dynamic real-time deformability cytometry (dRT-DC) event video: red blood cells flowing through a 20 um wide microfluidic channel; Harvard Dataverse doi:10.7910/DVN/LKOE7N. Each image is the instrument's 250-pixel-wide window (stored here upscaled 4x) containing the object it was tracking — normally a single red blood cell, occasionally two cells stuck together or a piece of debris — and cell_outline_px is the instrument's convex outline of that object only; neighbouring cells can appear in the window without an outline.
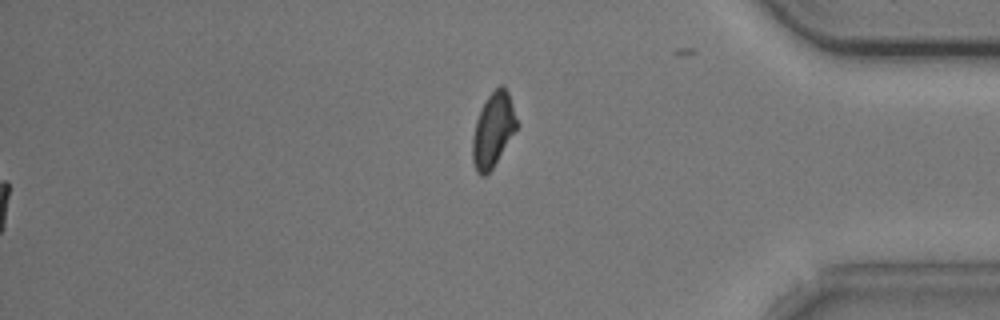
{"species": "common noctule bat (a hibernating species)", "species_latin": "Nyctalus noctula", "temperature_condition": "cold", "stored_images_in_passage": 55, "segment_of_instrument_passage": [2, 2], "camera_frame_rate_fps": 3000, "um_per_image_px": 0.085, "animal": {"sex": "male", "body_mass_g": 20.5, "forearm_length_mm": 52.5}, "frame": {"image": 1, "passage_image": 55, "time_ms": 18.0, "image_size_px": [1000, 320], "cell_outline_px": [[520, 124], [492, 168], [484, 176], [480, 176], [476, 172], [472, 160], [472, 136], [476, 120], [488, 96], [500, 84], [504, 84], [508, 92]], "centroid_in_image_um": [41.93, 11.04], "position_along_channel_um": 393.3, "area_um2": 19.19}}